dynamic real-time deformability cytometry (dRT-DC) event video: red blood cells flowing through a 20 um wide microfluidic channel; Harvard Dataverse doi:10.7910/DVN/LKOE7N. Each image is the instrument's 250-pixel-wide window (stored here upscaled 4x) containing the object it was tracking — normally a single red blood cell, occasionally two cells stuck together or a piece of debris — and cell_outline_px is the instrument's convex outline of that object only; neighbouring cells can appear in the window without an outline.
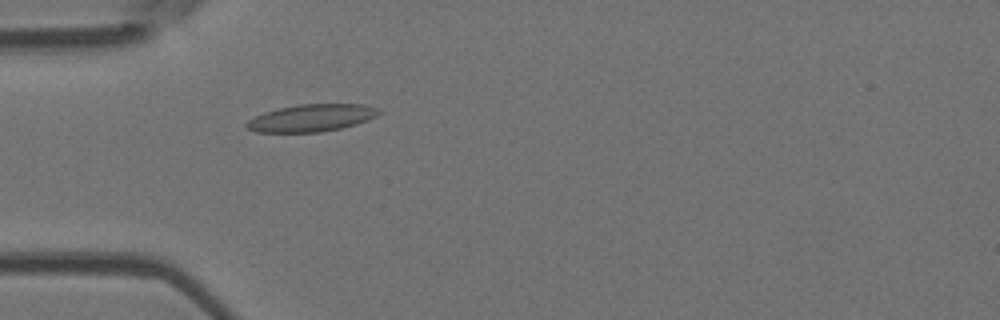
{"species": "Egyptian fruit bat (a non-hibernating species)", "species_latin": "Rousettus aegyptiacus", "temperature_condition": "room temperature", "stored_images_in_passage": 32, "camera_frame_rate_fps": 3000, "um_per_image_px": 0.085, "animal": {"sex": "female"}, "frame": {"image": 1, "passage_image": 1, "time_ms": 0.0, "image_size_px": [1000, 320], "cell_outline_px": [[380, 112], [376, 116], [368, 120], [356, 124], [340, 128], [320, 132], [256, 132], [248, 128], [244, 124], [248, 120], [264, 112], [280, 108], [300, 104], [364, 104], [376, 108]], "centroid_in_image_um": [26.47, 10.02], "position_along_channel_um": 58.5, "area_um2": 20.81}}
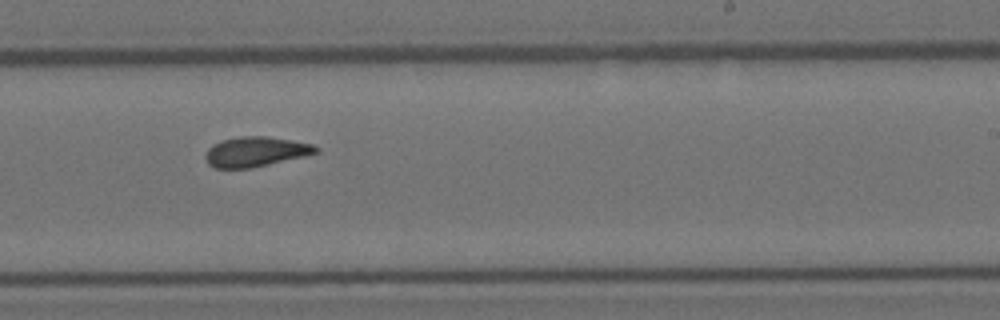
{"frame": {"image": 2, "passage_image": 18, "time_ms": 5.667, "image_size_px": [1000, 320], "cell_outline_px": [[320, 148], [316, 152], [304, 156], [252, 168], [216, 168], [208, 164], [204, 156], [208, 148], [212, 144], [220, 140], [240, 136], [264, 136], [292, 140], [312, 144]], "centroid_in_image_um": [21.69, 12.89], "position_along_channel_um": 267.3, "area_um2": 19.25}}
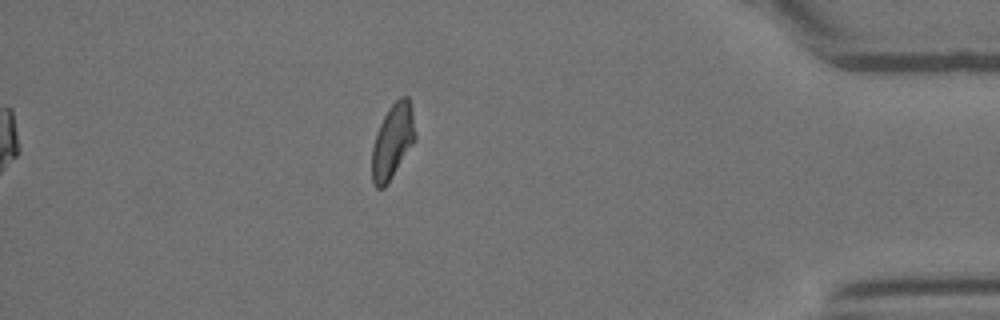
{"frame": {"image": 3, "passage_image": 32, "time_ms": 10.333, "image_size_px": [1000, 320], "cell_outline_px": [[416, 140], [384, 188], [376, 188], [372, 184], [372, 148], [376, 132], [388, 108], [400, 96], [408, 96], [412, 108], [416, 136]], "centroid_in_image_um": [33.37, 11.99], "position_along_channel_um": 401.8, "area_um2": 18.84}, "authors_computed_cell_mechanics": {"area_um2": 19.2185, "velocity_mm_per_s": 3.7557, "shape_relaxation_time_tau1_ms": null, "shape_relaxation_time_tau2_ms": 2.1984, "deformation_change_tau1": null, "deformation_change_tau2": 0.0882}}